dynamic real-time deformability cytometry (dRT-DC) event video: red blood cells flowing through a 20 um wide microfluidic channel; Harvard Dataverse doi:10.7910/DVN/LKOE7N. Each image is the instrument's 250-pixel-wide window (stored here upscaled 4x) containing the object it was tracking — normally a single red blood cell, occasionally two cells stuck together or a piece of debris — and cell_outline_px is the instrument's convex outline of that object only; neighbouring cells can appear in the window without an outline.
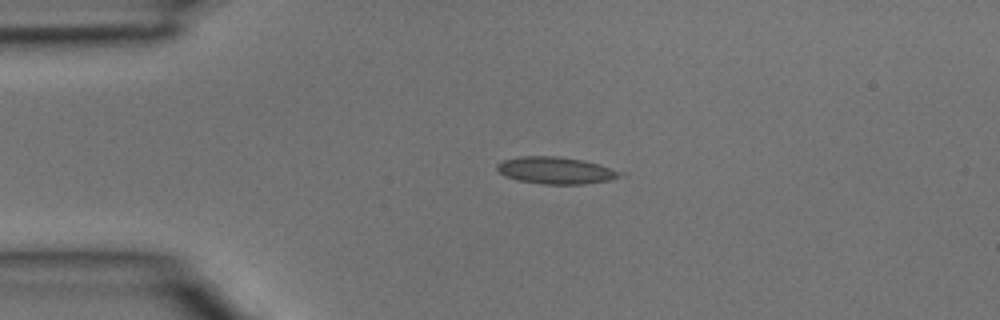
{"species": "common noctule bat (a hibernating species)", "species_latin": "Nyctalus noctula", "temperature_condition": "room temperature", "stored_images_in_passage": 3, "camera_frame_rate_fps": 3000, "um_per_image_px": 0.085, "animal": {"sex": "male", "body_mass_g": 15.6}, "frame": {"image": 1, "passage_image": 2, "time_ms": 0.333, "image_size_px": [1000, 320], "cell_outline_px": [[628, 176], [608, 180], [584, 184], [544, 184], [520, 180], [504, 176], [496, 168], [496, 164], [504, 160], [520, 156], [556, 156], [580, 160], [596, 164], [624, 172]], "centroid_in_image_um": [47.26, 14.49], "position_along_channel_um": 37.7, "area_um2": 19.19}}